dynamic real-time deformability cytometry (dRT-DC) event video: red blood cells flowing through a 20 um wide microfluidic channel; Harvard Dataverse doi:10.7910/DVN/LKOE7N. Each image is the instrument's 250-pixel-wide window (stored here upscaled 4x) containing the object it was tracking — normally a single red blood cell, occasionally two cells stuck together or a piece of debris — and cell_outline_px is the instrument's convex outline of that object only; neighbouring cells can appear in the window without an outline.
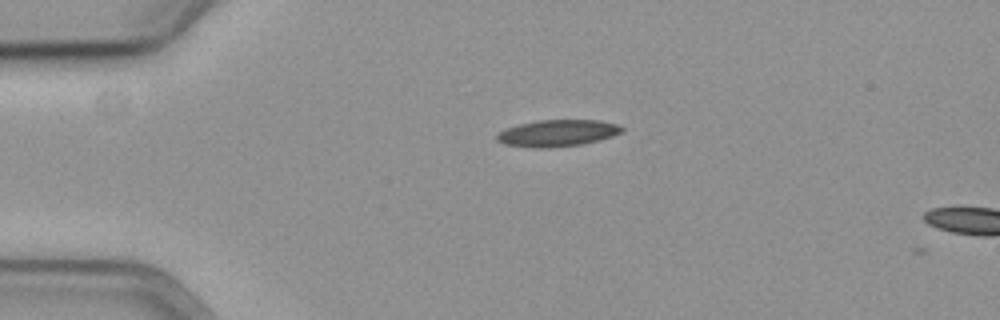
{"species": "common noctule bat (a hibernating species)", "species_latin": "Nyctalus noctula", "temperature_condition": "cold", "stored_images_in_passage": 2, "camera_frame_rate_fps": 3000, "um_per_image_px": 0.085, "animal": {"sex": "female", "body_mass_g": 19.3, "forearm_length_mm": 54.1}, "frame": {"image": 1, "passage_image": 1, "time_ms": 0.0, "image_size_px": [1000, 320], "cell_outline_px": [[624, 132], [612, 136], [580, 144], [544, 148], [540, 148], [504, 144], [496, 140], [496, 136], [500, 132], [508, 128], [520, 124], [540, 120], [600, 120], [620, 124], [624, 128]], "centroid_in_image_um": [47.44, 11.3], "position_along_channel_um": 37.6, "area_um2": 19.19}}